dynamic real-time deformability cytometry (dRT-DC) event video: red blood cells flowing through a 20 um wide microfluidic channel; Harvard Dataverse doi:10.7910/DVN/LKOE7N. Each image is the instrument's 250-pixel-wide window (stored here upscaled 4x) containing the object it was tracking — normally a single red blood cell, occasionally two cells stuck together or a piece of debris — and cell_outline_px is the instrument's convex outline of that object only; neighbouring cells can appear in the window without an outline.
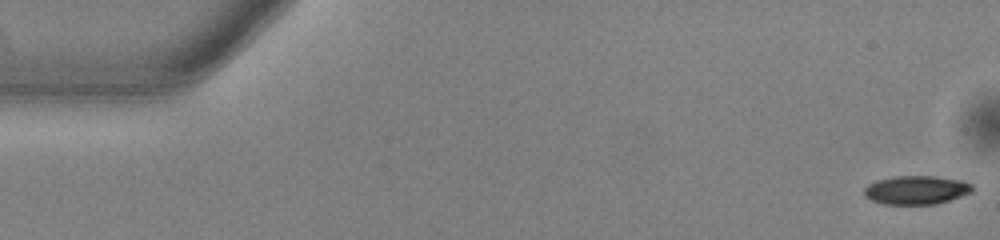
{"species": "common noctule bat (a hibernating species)", "species_latin": "Nyctalus noctula", "temperature_condition": "warm", "stored_images_in_passage": 54, "segment_of_instrument_passage": [1, 2], "camera_frame_rate_fps": 3000, "um_per_image_px": 0.085, "animal": {"sex": "male", "body_mass_g": 13.0, "forearm_length_mm": 53.1}, "frame": {"image": 1, "passage_image": 1, "time_ms": 0.0, "image_size_px": [1000, 240], "cell_outline_px": [[972, 192], [936, 204], [884, 204], [872, 200], [864, 196], [864, 188], [868, 184], [876, 180], [896, 176], [932, 176], [964, 180], [972, 184]], "centroid_in_image_um": [77.87, 16.14], "position_along_channel_um": 7.1, "area_um2": 18.03}}
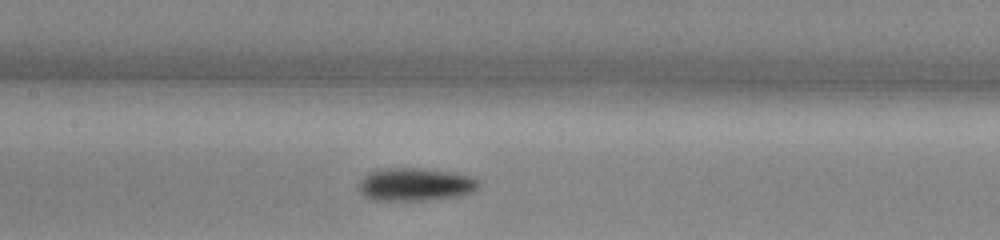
{"frame": {"image": 2, "passage_image": 25, "time_ms": 8.0, "image_size_px": [1000, 240], "cell_outline_px": [[480, 188], [472, 192], [460, 196], [424, 200], [372, 200], [364, 196], [360, 192], [360, 180], [368, 172], [384, 168], [424, 168], [452, 172], [476, 176], [480, 180]], "centroid_in_image_um": [35.37, 15.66], "position_along_channel_um": 172.0, "area_um2": 23.41}}
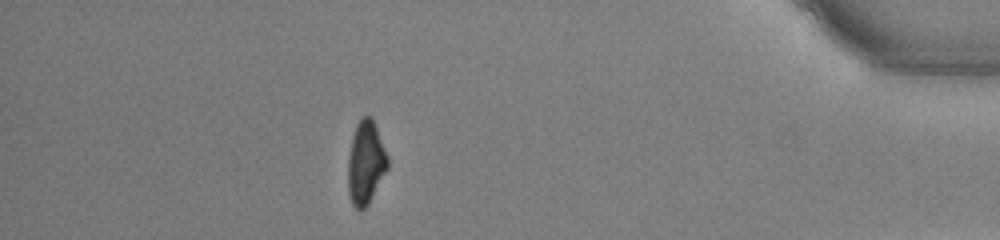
{"frame": {"image": 3, "passage_image": 47, "time_ms": 15.333, "image_size_px": [1000, 240], "cell_outline_px": [[388, 168], [368, 204], [360, 212], [352, 204], [348, 192], [348, 156], [352, 136], [356, 124], [364, 116], [372, 116], [388, 156]], "centroid_in_image_um": [31.08, 13.83], "position_along_channel_um": 404.1, "area_um2": 19.31}}